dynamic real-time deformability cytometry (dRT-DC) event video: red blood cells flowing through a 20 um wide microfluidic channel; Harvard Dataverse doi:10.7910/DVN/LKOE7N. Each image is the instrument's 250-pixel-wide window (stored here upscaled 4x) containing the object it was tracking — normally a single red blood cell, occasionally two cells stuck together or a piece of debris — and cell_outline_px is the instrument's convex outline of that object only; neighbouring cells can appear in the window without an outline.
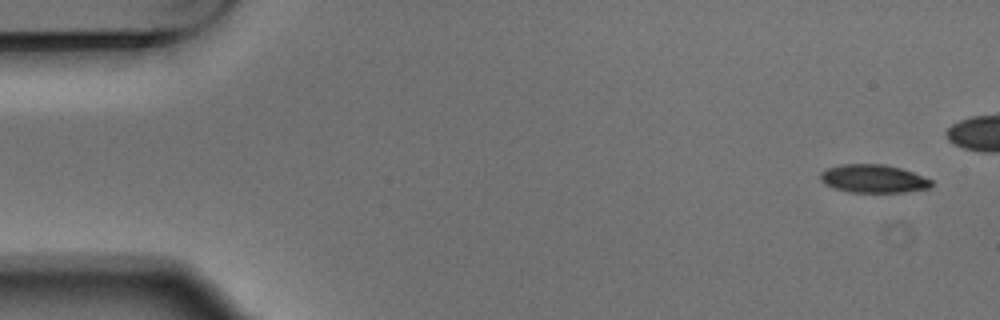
{"species": "Egyptian fruit bat (a non-hibernating species)", "species_latin": "Rousettus aegyptiacus", "temperature_condition": "warm", "stored_images_in_passage": 8, "camera_frame_rate_fps": 3000, "um_per_image_px": 0.085, "animal": {"sex": "male"}, "frame": {"image": 1, "passage_image": 1, "time_ms": 0.0, "image_size_px": [1000, 320], "cell_outline_px": [[932, 184], [928, 188], [904, 192], [848, 192], [832, 188], [824, 184], [820, 180], [820, 172], [828, 168], [840, 164], [884, 164], [900, 168], [912, 172], [932, 180]], "centroid_in_image_um": [74.18, 15.19], "position_along_channel_um": 10.8, "area_um2": 18.26}}
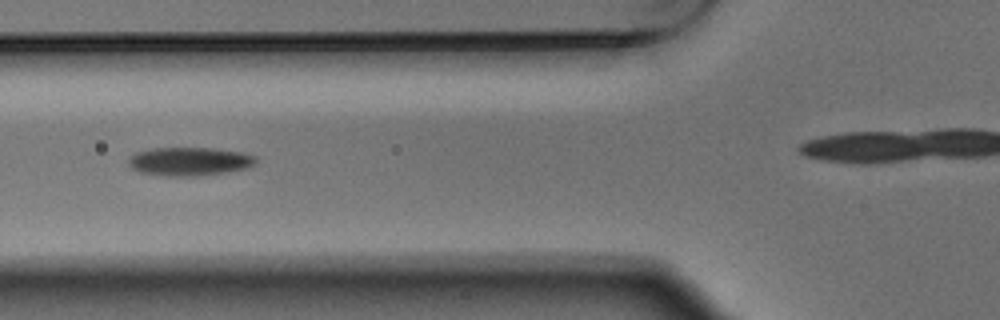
{"frame": {"image": 2, "passage_image": 6, "time_ms": 1.667, "image_size_px": [1000, 320], "cell_outline_px": [[256, 164], [252, 168], [196, 176], [164, 176], [140, 172], [132, 168], [128, 164], [128, 160], [136, 152], [152, 148], [212, 148], [244, 152], [256, 156]], "centroid_in_image_um": [16.15, 13.72], "position_along_channel_um": 109.6, "area_um2": 21.33}}
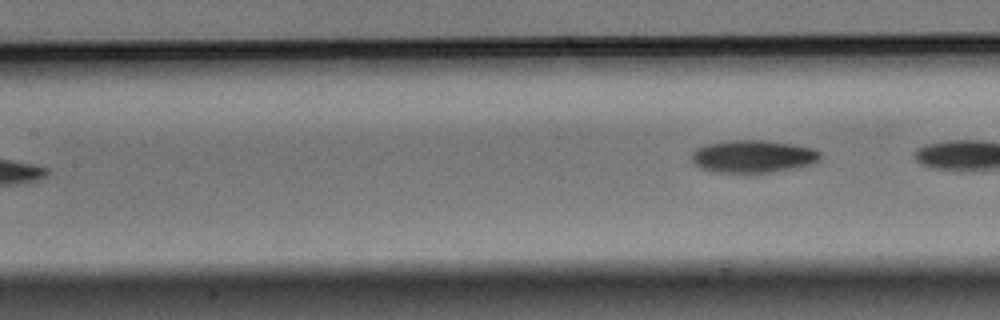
{"frame": {"image": 3, "passage_image": 8, "time_ms": 2.333, "image_size_px": [1000, 320], "cell_outline_px": [[820, 160], [812, 164], [796, 168], [772, 172], [712, 172], [700, 168], [692, 164], [692, 152], [696, 148], [704, 144], [724, 140], [764, 140], [792, 144], [812, 148], [820, 152]], "centroid_in_image_um": [63.96, 13.29], "position_along_channel_um": 143.4, "area_um2": 24.68}}